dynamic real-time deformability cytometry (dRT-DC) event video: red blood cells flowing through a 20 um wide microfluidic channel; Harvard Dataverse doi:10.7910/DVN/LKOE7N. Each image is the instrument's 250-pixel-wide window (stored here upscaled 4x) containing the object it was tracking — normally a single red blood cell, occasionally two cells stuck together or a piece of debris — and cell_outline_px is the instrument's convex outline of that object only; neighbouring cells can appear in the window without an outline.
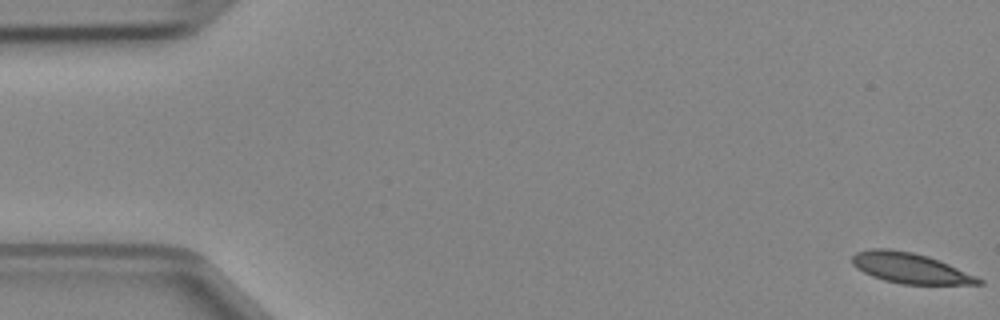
{"species": "Egyptian fruit bat (a non-hibernating species)", "species_latin": "Rousettus aegyptiacus", "temperature_condition": "cold", "stored_images_in_passage": 5, "camera_frame_rate_fps": 3000, "um_per_image_px": 0.085, "animal": {"sex": "female"}, "frame": {"image": 1, "passage_image": 1, "time_ms": 0.0, "image_size_px": [1000, 320], "cell_outline_px": [[984, 284], [900, 284], [884, 280], [872, 276], [856, 268], [852, 264], [852, 256], [856, 252], [872, 248], [888, 248], [912, 252], [928, 256], [940, 260], [976, 276], [984, 280]], "centroid_in_image_um": [77.35, 22.78], "position_along_channel_um": 7.6, "area_um2": 22.43}}
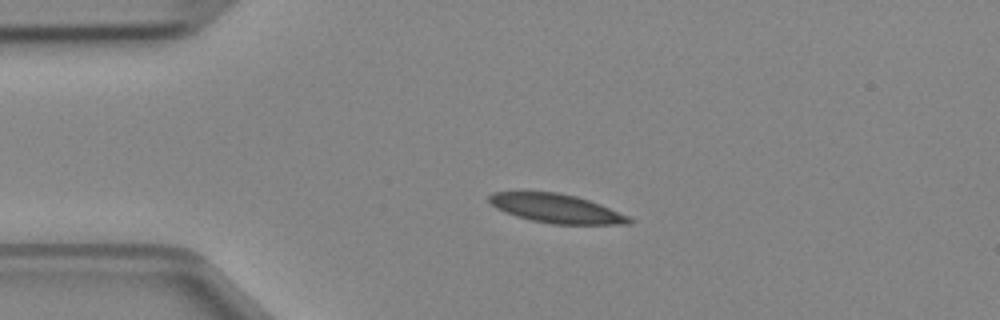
{"frame": {"image": 2, "passage_image": 4, "time_ms": 1.0, "image_size_px": [1000, 320], "cell_outline_px": [[636, 220], [632, 224], [552, 224], [532, 220], [516, 216], [504, 212], [496, 208], [488, 200], [488, 196], [492, 192], [556, 192], [576, 196], [600, 204], [628, 216]], "centroid_in_image_um": [47.3, 17.73], "position_along_channel_um": 37.7, "area_um2": 23.47}}